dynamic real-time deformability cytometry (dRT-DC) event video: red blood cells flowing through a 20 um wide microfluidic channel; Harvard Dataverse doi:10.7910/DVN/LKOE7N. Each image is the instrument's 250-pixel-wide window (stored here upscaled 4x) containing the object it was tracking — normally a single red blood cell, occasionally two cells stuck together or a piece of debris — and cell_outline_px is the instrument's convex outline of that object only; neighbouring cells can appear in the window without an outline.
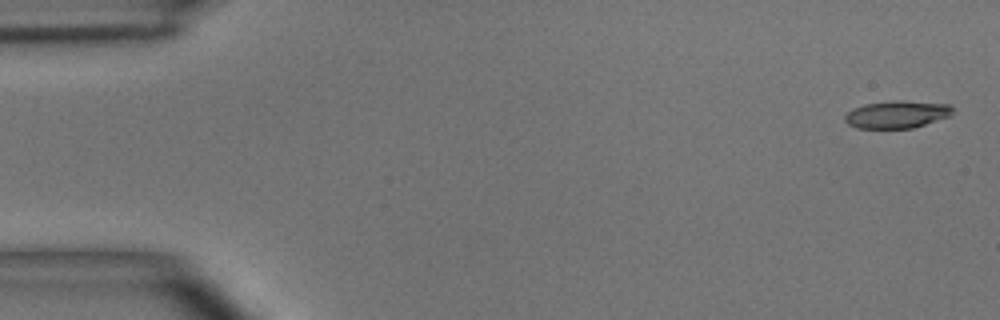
{"species": "common noctule bat (a hibernating species)", "species_latin": "Nyctalus noctula", "temperature_condition": "room temperature", "stored_images_in_passage": 6, "camera_frame_rate_fps": 3000, "um_per_image_px": 0.085, "animal": {"sex": "male", "body_mass_g": 15.6}, "frame": {"image": 1, "passage_image": 1, "time_ms": 0.0, "image_size_px": [1000, 320], "cell_outline_px": [[952, 112], [948, 116], [912, 128], [856, 128], [848, 124], [844, 120], [844, 116], [852, 108], [864, 104], [900, 100], [904, 100], [948, 104], [952, 108]], "centroid_in_image_um": [76.18, 9.72], "position_along_channel_um": 8.8, "area_um2": 17.05}}
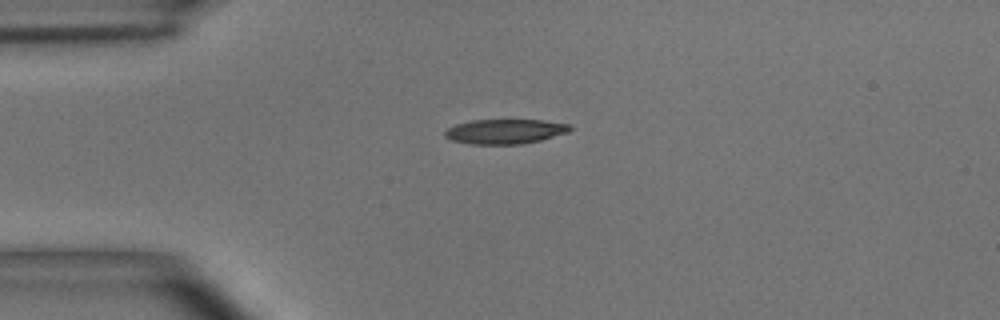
{"frame": {"image": 2, "passage_image": 4, "time_ms": 3.667, "image_size_px": [1000, 320], "cell_outline_px": [[572, 128], [568, 132], [540, 140], [520, 144], [468, 144], [452, 140], [444, 136], [444, 132], [448, 128], [456, 124], [472, 120], [544, 120], [572, 124]], "centroid_in_image_um": [42.94, 11.17], "position_along_channel_um": 42.1, "area_um2": 18.03}}
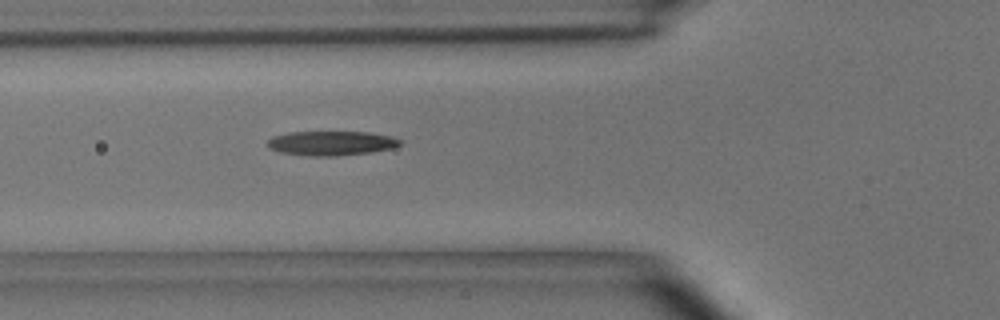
{"frame": {"image": 3, "passage_image": 6, "time_ms": 5.667, "image_size_px": [1000, 320], "cell_outline_px": [[404, 144], [392, 148], [372, 152], [336, 156], [308, 156], [280, 152], [268, 148], [268, 140], [272, 136], [288, 132], [368, 132], [392, 136], [404, 140]], "centroid_in_image_um": [28.2, 12.17], "position_along_channel_um": 97.6, "area_um2": 19.13}}